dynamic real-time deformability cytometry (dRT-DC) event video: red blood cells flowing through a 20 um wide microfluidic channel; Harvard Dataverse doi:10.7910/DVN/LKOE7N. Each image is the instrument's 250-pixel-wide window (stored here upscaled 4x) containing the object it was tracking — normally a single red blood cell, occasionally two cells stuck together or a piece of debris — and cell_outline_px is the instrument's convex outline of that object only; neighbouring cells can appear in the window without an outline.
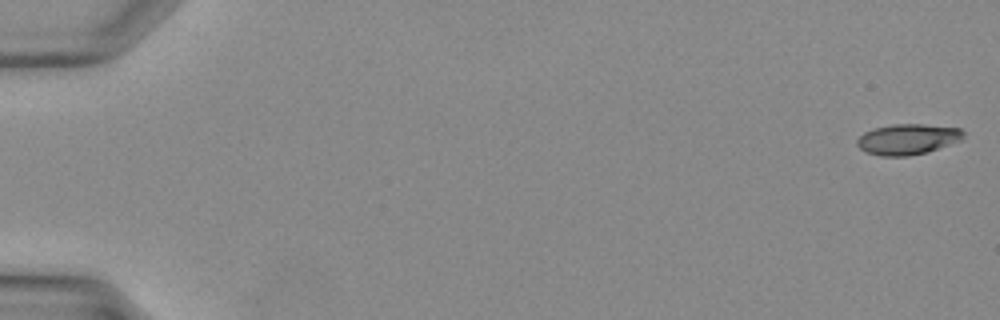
{"species": "Egyptian fruit bat (a non-hibernating species)", "species_latin": "Rousettus aegyptiacus", "temperature_condition": "warm", "stored_images_in_passage": 39, "camera_frame_rate_fps": 3000, "um_per_image_px": 0.085, "animal": {"sex": "female"}, "frame": {"image": 1, "passage_image": 1, "time_ms": 0.0, "image_size_px": [1000, 320], "cell_outline_px": [[964, 136], [960, 140], [928, 152], [908, 156], [880, 156], [868, 152], [860, 148], [856, 144], [856, 140], [864, 132], [872, 128], [892, 124], [924, 124], [960, 128], [964, 132]], "centroid_in_image_um": [77.13, 11.83], "position_along_channel_um": 7.9, "area_um2": 19.02}}
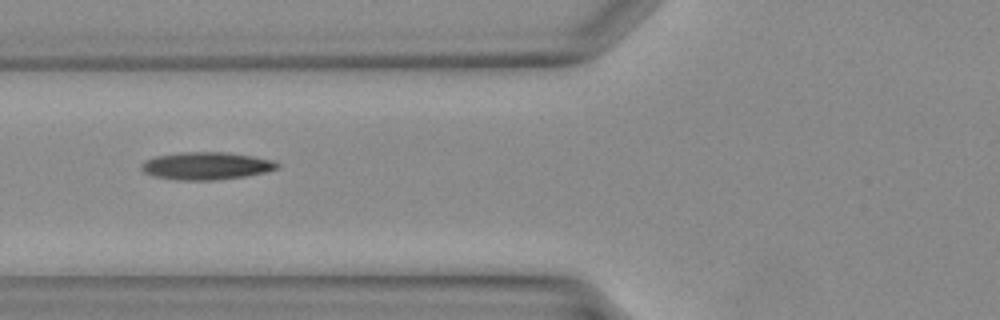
{"frame": {"image": 2, "passage_image": 16, "time_ms": 5.0, "image_size_px": [1000, 320], "cell_outline_px": [[280, 168], [264, 172], [244, 176], [212, 180], [180, 180], [152, 176], [144, 172], [140, 168], [140, 164], [144, 160], [156, 156], [180, 152], [224, 152], [252, 156], [272, 160], [280, 164]], "centroid_in_image_um": [17.49, 14.09], "position_along_channel_um": 108.3, "area_um2": 21.79}}
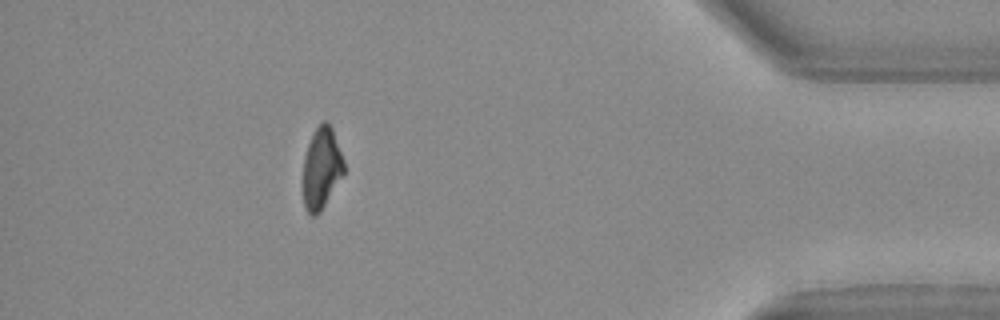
{"frame": {"image": 3, "passage_image": 35, "time_ms": 11.333, "image_size_px": [1000, 320], "cell_outline_px": [[344, 172], [320, 212], [316, 216], [312, 216], [308, 212], [304, 204], [304, 156], [308, 144], [316, 128], [324, 120], [332, 128], [344, 160]], "centroid_in_image_um": [27.33, 14.29], "position_along_channel_um": 407.9, "area_um2": 18.9}}